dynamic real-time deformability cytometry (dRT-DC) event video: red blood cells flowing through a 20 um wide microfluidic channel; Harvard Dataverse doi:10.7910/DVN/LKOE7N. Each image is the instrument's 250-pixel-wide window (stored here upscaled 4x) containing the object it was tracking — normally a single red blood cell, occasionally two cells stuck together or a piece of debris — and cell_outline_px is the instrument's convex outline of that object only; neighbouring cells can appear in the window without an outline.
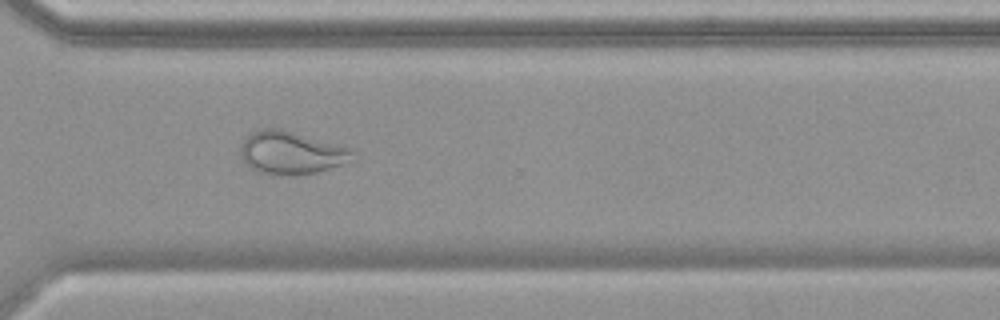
{"species": "common noctule bat (a hibernating species)", "species_latin": "Nyctalus noctula", "temperature_condition": "warm", "stored_images_in_passage": 53, "camera_frame_rate_fps": 3000, "um_per_image_px": 0.085, "animal": {"sex": "female", "body_mass_g": 19.9}, "frame": {"image": 1, "passage_image": 39, "time_ms": 12.667, "image_size_px": [1000, 320], "cell_outline_px": [[356, 160], [316, 172], [288, 176], [268, 176], [256, 172], [244, 160], [240, 152], [240, 148], [244, 140], [252, 132], [264, 128], [284, 128], [352, 148]], "centroid_in_image_um": [24.79, 12.99], "position_along_channel_um": 345.8, "area_um2": 28.55}}
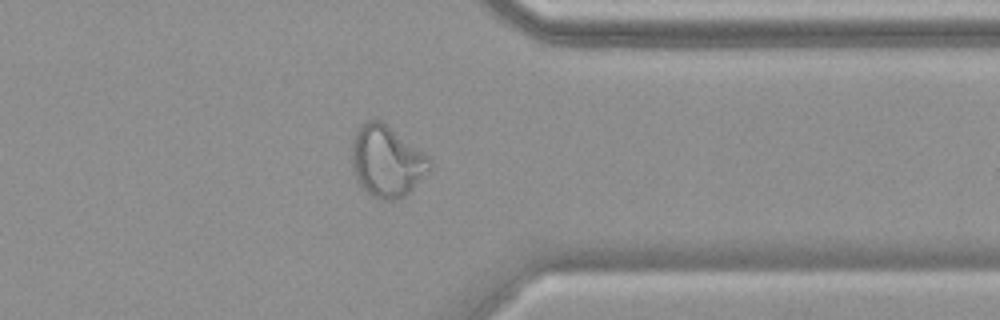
{"frame": {"image": 2, "passage_image": 42, "time_ms": 13.667, "image_size_px": [1000, 320], "cell_outline_px": [[432, 168], [404, 196], [392, 200], [380, 200], [372, 196], [356, 180], [352, 172], [352, 136], [368, 120], [380, 120], [432, 156]], "centroid_in_image_um": [32.9, 13.7], "position_along_channel_um": 378.5, "area_um2": 32.54}}
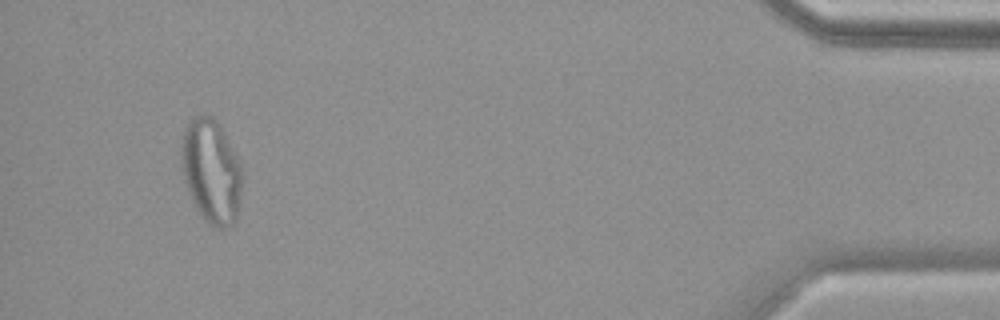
{"frame": {"image": 3, "passage_image": 50, "time_ms": 16.333, "image_size_px": [1000, 320], "cell_outline_px": [[240, 192], [236, 220], [228, 228], [216, 228], [208, 224], [204, 220], [196, 208], [192, 200], [180, 164], [180, 152], [184, 128], [188, 120], [196, 116], [212, 116], [220, 124], [240, 164]], "centroid_in_image_um": [17.92, 14.55], "position_along_channel_um": 417.3, "area_um2": 36.59}}